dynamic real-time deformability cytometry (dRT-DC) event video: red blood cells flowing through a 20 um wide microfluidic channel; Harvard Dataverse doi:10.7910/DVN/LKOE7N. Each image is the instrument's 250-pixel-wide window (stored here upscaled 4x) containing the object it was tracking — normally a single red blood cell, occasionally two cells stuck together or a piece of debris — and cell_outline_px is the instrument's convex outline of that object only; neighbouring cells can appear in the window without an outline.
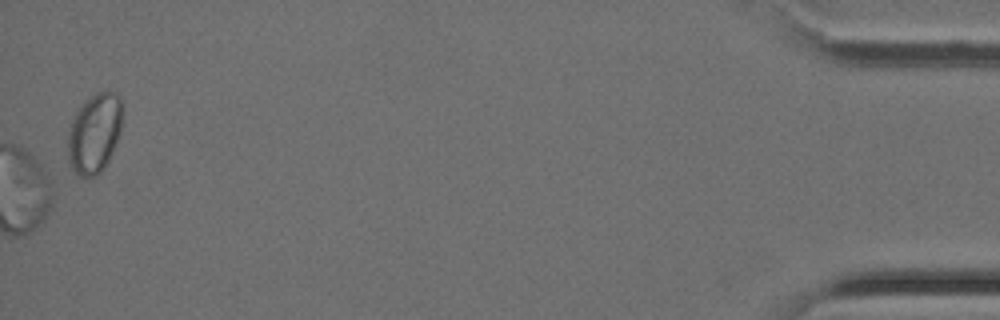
{"species": "Egyptian fruit bat (a non-hibernating species)", "species_latin": "Rousettus aegyptiacus", "temperature_condition": "cold", "stored_images_in_passage": 37, "camera_frame_rate_fps": 3000, "um_per_image_px": 0.085, "animal": {"sex": "female"}, "frame": {"image": 1, "passage_image": 37, "time_ms": 12.0, "image_size_px": [1000, 320], "cell_outline_px": [[124, 120], [120, 136], [104, 168], [96, 176], [80, 176], [68, 164], [68, 132], [72, 120], [76, 112], [96, 92], [112, 92], [120, 96], [124, 108]], "centroid_in_image_um": [8.08, 11.32], "position_along_channel_um": 427.1, "area_um2": 25.55}}